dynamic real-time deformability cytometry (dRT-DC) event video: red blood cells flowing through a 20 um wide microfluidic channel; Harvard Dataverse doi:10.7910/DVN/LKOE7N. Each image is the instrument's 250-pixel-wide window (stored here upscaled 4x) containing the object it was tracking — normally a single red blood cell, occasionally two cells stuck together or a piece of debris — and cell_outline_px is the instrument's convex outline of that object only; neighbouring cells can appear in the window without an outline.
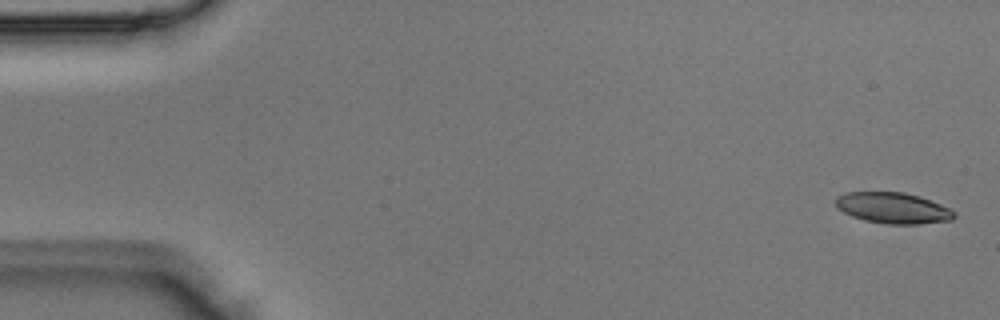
{"species": "Egyptian fruit bat (a non-hibernating species)", "species_latin": "Rousettus aegyptiacus", "temperature_condition": "room temperature", "stored_images_in_passage": 2, "segment_of_instrument_passage": [2, 2], "camera_frame_rate_fps": 3000, "um_per_image_px": 0.085, "animal": {"sex": "male"}, "frame": {"image": 1, "passage_image": 2, "time_ms": 0.333, "image_size_px": [1000, 320], "cell_outline_px": [[956, 216], [952, 220], [916, 224], [888, 224], [864, 220], [852, 216], [844, 212], [836, 204], [836, 196], [848, 192], [904, 192], [920, 196], [940, 204], [956, 212]], "centroid_in_image_um": [75.93, 17.67], "position_along_channel_um": 9.1, "area_um2": 21.27}}